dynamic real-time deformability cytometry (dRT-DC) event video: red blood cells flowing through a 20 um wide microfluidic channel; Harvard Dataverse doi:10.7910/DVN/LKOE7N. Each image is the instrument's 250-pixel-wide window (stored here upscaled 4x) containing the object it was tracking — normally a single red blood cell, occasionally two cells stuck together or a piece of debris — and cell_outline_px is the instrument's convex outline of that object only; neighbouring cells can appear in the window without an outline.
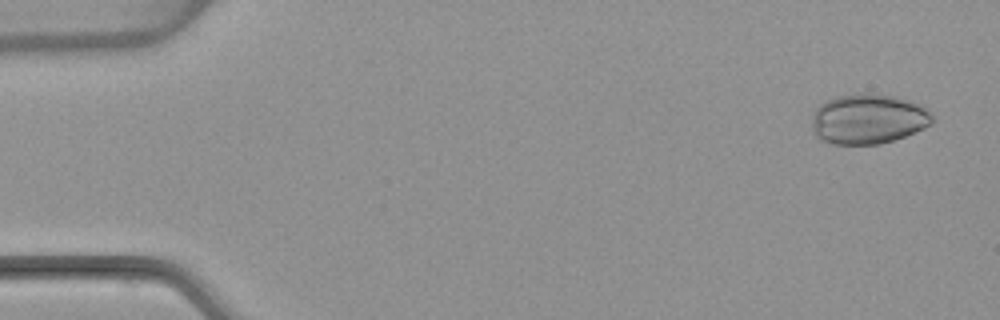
{"species": "common noctule bat (a hibernating species)", "species_latin": "Nyctalus noctula", "temperature_condition": "warm", "stored_images_in_passage": 5, "camera_frame_rate_fps": 3000, "um_per_image_px": 0.085, "animal": {"sex": "female", "body_mass_g": 22.7, "forearm_length_mm": 54.2}, "frame": {"image": 1, "passage_image": 1, "time_ms": 0.0, "image_size_px": [1000, 320], "cell_outline_px": [[932, 120], [924, 128], [904, 136], [880, 144], [832, 144], [820, 140], [812, 132], [812, 116], [816, 108], [820, 104], [836, 96], [856, 92], [872, 92], [892, 96], [924, 104], [928, 108], [932, 116]], "centroid_in_image_um": [73.77, 10.09], "position_along_channel_um": 11.2, "area_um2": 35.55}}